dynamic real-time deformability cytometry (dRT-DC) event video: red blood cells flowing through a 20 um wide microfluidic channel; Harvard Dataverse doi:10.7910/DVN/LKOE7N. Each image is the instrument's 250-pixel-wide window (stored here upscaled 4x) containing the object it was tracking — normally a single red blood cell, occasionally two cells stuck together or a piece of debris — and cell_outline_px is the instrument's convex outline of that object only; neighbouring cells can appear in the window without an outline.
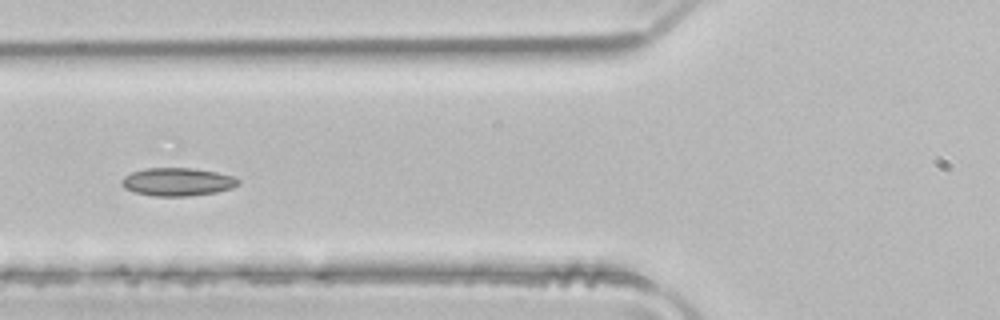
{"species": "common noctule bat (a hibernating species)", "species_latin": "Nyctalus noctula", "temperature_condition": "room temperature", "stored_images_in_passage": 5, "camera_frame_rate_fps": 3000, "um_per_image_px": 0.085, "animal": {"sex": "male", "body_mass_g": 21.5, "forearm_length_mm": 52.0}, "frame": {"image": 1, "passage_image": 4, "time_ms": 1.0, "image_size_px": [1000, 320], "cell_outline_px": [[240, 184], [232, 188], [216, 192], [188, 196], [152, 196], [136, 192], [124, 188], [120, 184], [120, 180], [124, 176], [132, 172], [144, 168], [192, 168], [216, 172], [232, 176], [240, 180]], "centroid_in_image_um": [15.06, 15.46], "position_along_channel_um": 110.7, "area_um2": 19.13}}